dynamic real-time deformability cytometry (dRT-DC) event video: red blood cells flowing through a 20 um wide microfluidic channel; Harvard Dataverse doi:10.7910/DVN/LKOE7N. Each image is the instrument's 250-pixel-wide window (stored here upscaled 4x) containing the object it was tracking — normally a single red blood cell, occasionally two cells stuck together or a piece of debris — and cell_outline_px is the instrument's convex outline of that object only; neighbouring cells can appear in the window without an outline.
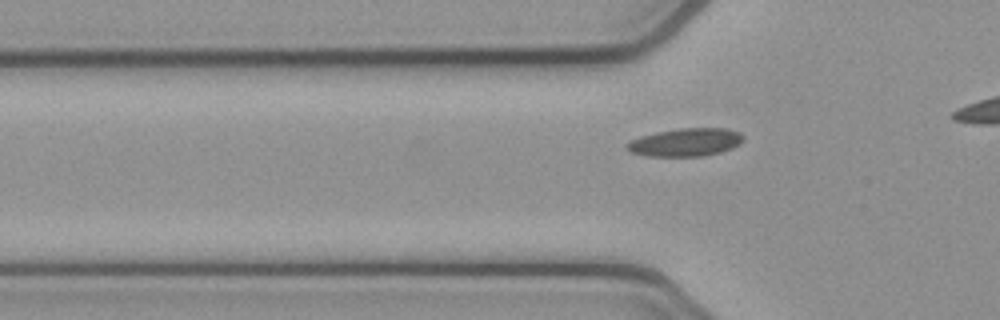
{"species": "common noctule bat (a hibernating species)", "species_latin": "Nyctalus noctula", "temperature_condition": "cold", "stored_images_in_passage": 6, "segment_of_instrument_passage": [2, 2], "camera_frame_rate_fps": 3000, "um_per_image_px": 0.085, "animal": {"sex": "female", "body_mass_g": 21.9}, "frame": {"image": 1, "passage_image": 6, "time_ms": 1.667, "image_size_px": [1000, 320], "cell_outline_px": [[744, 140], [740, 144], [732, 148], [720, 152], [704, 156], [644, 156], [628, 152], [624, 148], [624, 144], [640, 136], [656, 132], [680, 128], [724, 128], [740, 132], [744, 136]], "centroid_in_image_um": [58.24, 12.1], "position_along_channel_um": 67.6, "area_um2": 19.31}}